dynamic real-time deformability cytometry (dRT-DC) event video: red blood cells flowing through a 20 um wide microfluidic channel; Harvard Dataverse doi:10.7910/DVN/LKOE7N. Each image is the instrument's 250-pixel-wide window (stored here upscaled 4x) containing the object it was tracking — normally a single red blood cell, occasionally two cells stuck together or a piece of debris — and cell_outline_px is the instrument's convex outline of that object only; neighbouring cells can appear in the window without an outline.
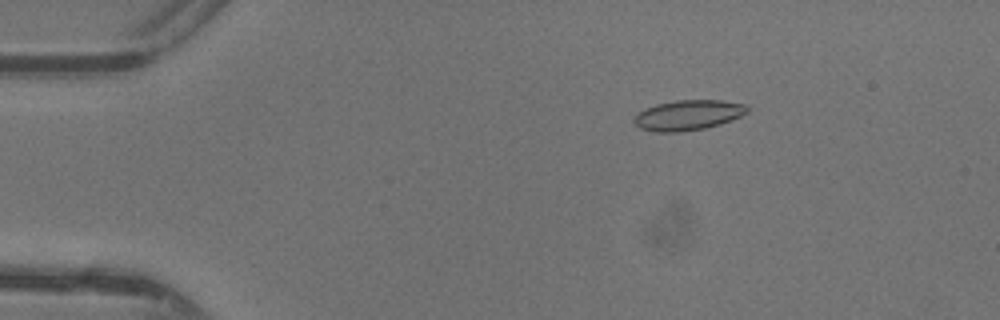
{"species": "common noctule bat (a hibernating species)", "species_latin": "Nyctalus noctula", "temperature_condition": "warm", "stored_images_in_passage": 47, "camera_frame_rate_fps": 3000, "um_per_image_px": 0.085, "animal": {"sex": "female"}, "frame": {"image": 1, "passage_image": 8, "time_ms": 2.333, "image_size_px": [1000, 320], "cell_outline_px": [[748, 112], [740, 116], [720, 124], [704, 128], [680, 132], [656, 132], [640, 128], [636, 124], [636, 116], [644, 108], [656, 104], [676, 100], [720, 100], [748, 104]], "centroid_in_image_um": [58.52, 9.77], "position_along_channel_um": 26.5, "area_um2": 19.77}}
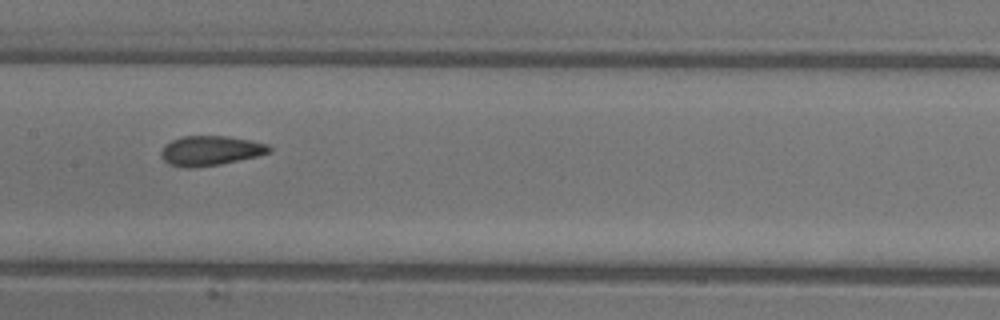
{"frame": {"image": 2, "passage_image": 24, "time_ms": 7.667, "image_size_px": [1000, 320], "cell_outline_px": [[272, 152], [256, 156], [220, 164], [192, 168], [184, 168], [168, 164], [160, 156], [160, 152], [164, 144], [172, 140], [184, 136], [228, 136], [252, 140], [268, 144], [272, 148]], "centroid_in_image_um": [17.87, 12.8], "position_along_channel_um": 189.5, "area_um2": 18.9}}
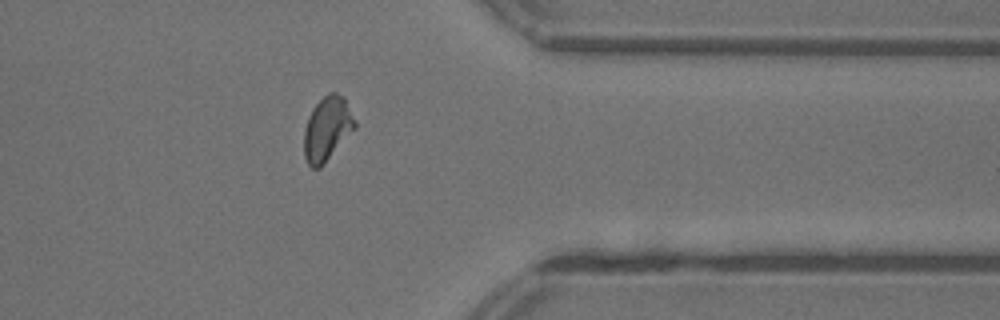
{"frame": {"image": 3, "passage_image": 38, "time_ms": 12.333, "image_size_px": [1000, 320], "cell_outline_px": [[356, 128], [324, 164], [320, 168], [312, 168], [308, 164], [304, 156], [304, 132], [308, 116], [312, 108], [328, 92], [336, 92], [344, 96], [356, 120]], "centroid_in_image_um": [27.82, 10.93], "position_along_channel_um": 383.6, "area_um2": 19.19}, "authors_computed_cell_mechanics": {"area_um2": 18.785, "velocity_mm_per_s": 4.3981, "shape_relaxation_time_tau1_ms": 9.2298, "shape_relaxation_time_tau2_ms": 1.0308, "deformation_change_tau1": 0.2063, "deformation_change_tau2": 0.0568}}